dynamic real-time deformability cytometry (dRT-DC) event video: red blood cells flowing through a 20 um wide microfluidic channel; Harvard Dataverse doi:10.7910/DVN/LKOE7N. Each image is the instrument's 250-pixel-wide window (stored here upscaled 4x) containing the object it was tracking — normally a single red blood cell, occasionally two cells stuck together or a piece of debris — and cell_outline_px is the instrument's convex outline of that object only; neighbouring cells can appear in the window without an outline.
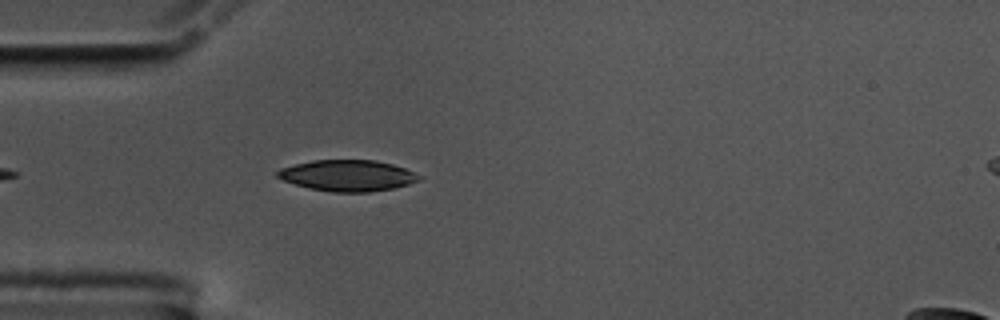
{"species": "common noctule bat (a hibernating species)", "species_latin": "Nyctalus noctula", "temperature_condition": "cold", "stored_images_in_passage": 10, "camera_frame_rate_fps": 3000, "um_per_image_px": 0.085, "animal": {"sex": "male", "body_mass_g": 17.5, "forearm_length_mm": 52.3}, "frame": {"image": 1, "passage_image": 5, "time_ms": 1.333, "image_size_px": [1000, 320], "cell_outline_px": [[424, 176], [420, 180], [408, 184], [392, 188], [368, 192], [332, 192], [312, 188], [296, 184], [284, 180], [276, 176], [276, 172], [280, 168], [312, 160], [376, 160], [392, 164], [404, 168]], "centroid_in_image_um": [29.58, 14.91], "position_along_channel_um": 55.4, "area_um2": 25.55}}